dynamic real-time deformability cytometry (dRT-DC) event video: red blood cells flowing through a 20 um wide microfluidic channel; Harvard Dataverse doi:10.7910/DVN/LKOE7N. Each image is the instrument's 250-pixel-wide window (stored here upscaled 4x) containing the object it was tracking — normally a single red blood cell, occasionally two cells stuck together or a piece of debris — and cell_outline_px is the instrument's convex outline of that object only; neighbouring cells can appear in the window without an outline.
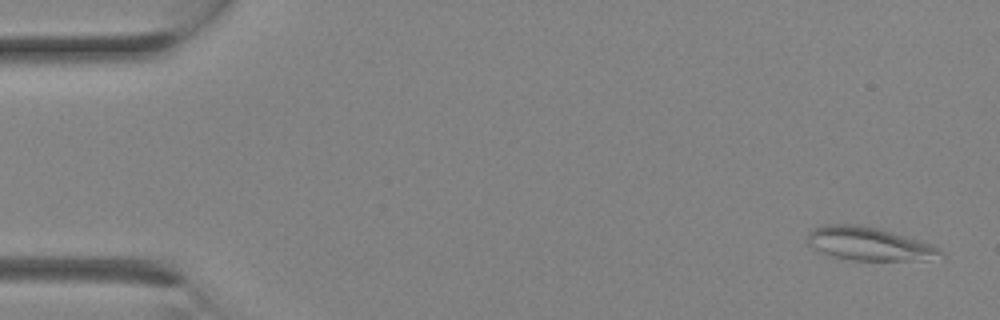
{"species": "Egyptian fruit bat (a non-hibernating species)", "species_latin": "Rousettus aegyptiacus", "temperature_condition": "room temperature", "stored_images_in_passage": 11, "camera_frame_rate_fps": 3000, "um_per_image_px": 0.085, "animal": {"sex": "female"}, "frame": {"image": 1, "passage_image": 1, "time_ms": 0.0, "image_size_px": [1000, 320], "cell_outline_px": [[944, 256], [928, 260], [852, 260], [832, 256], [808, 244], [808, 232], [824, 224], [860, 224], [880, 228], [928, 244], [944, 252]], "centroid_in_image_um": [73.86, 20.72], "position_along_channel_um": 11.1, "area_um2": 25.43}}
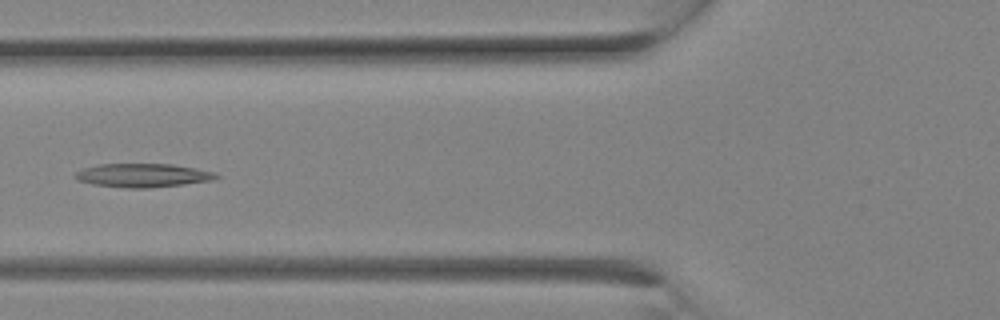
{"frame": {"image": 2, "passage_image": 10, "time_ms": 3.0, "image_size_px": [1000, 320], "cell_outline_px": [[220, 176], [216, 180], [184, 184], [148, 188], [124, 188], [92, 184], [76, 180], [72, 176], [76, 172], [84, 168], [100, 164], [172, 164], [196, 168], [212, 172]], "centroid_in_image_um": [12.12, 14.91], "position_along_channel_um": 113.7, "area_um2": 19.54}}